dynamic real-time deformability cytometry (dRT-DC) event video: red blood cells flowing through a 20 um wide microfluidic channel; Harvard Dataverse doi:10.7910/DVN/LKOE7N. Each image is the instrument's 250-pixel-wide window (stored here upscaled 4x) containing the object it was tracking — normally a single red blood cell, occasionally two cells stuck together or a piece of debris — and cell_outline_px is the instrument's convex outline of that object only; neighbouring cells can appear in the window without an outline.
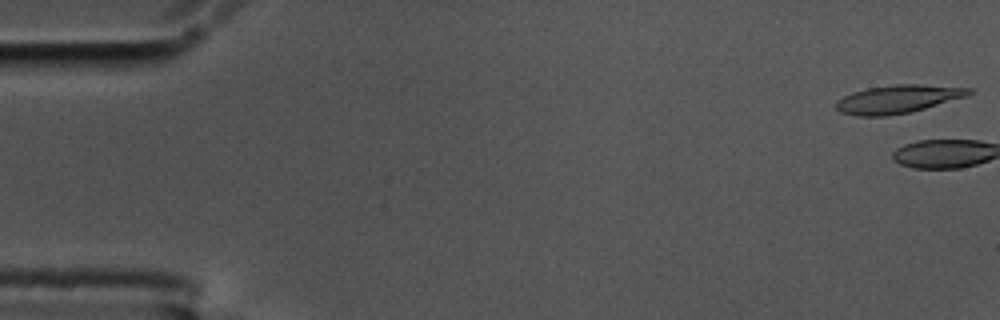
{"species": "common noctule bat (a hibernating species)", "species_latin": "Nyctalus noctula", "temperature_condition": "cold", "stored_images_in_passage": 2, "camera_frame_rate_fps": 3000, "um_per_image_px": 0.085, "animal": {"sex": "male", "body_mass_g": 17.5, "forearm_length_mm": 52.3}, "frame": {"image": 1, "passage_image": 1, "time_ms": 0.0, "image_size_px": [1000, 320], "cell_outline_px": [[976, 92], [968, 96], [912, 112], [888, 116], [856, 116], [840, 112], [836, 108], [836, 100], [852, 92], [868, 88], [896, 84], [920, 84], [972, 88]], "centroid_in_image_um": [76.36, 8.42], "position_along_channel_um": 8.6, "area_um2": 22.08}}